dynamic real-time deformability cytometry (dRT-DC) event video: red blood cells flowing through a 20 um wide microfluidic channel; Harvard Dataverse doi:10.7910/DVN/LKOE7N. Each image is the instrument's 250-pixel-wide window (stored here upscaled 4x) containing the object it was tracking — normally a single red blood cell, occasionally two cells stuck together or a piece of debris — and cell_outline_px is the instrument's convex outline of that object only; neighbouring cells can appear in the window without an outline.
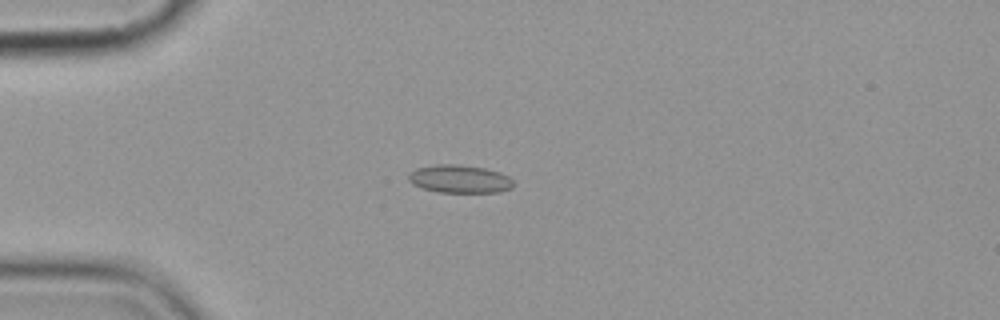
{"species": "common noctule bat (a hibernating species)", "species_latin": "Nyctalus noctula", "temperature_condition": "cold", "stored_images_in_passage": 15, "camera_frame_rate_fps": 3000, "um_per_image_px": 0.085, "animal": {"sex": "female", "body_mass_g": 19.9}, "frame": {"image": 1, "passage_image": 4, "time_ms": 4.333, "image_size_px": [1000, 320], "cell_outline_px": [[512, 188], [500, 192], [440, 192], [424, 188], [412, 184], [408, 180], [408, 176], [416, 168], [436, 164], [456, 164], [484, 168], [500, 172], [508, 176], [512, 180]], "centroid_in_image_um": [39.07, 15.21], "position_along_channel_um": 45.9, "area_um2": 16.99}}
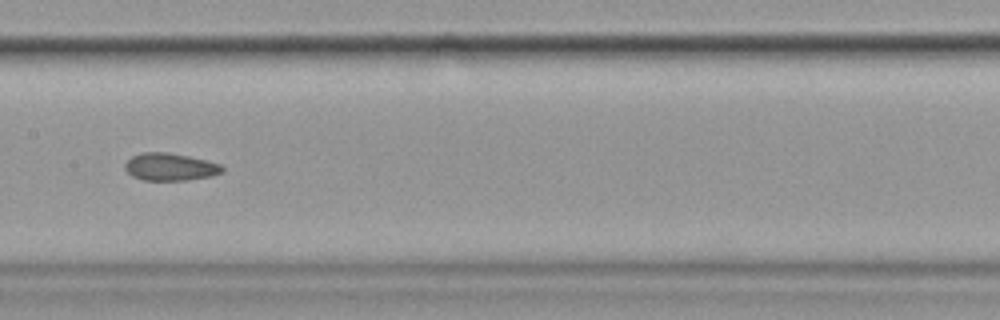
{"frame": {"image": 2, "passage_image": 8, "time_ms": 9.0, "image_size_px": [1000, 320], "cell_outline_px": [[224, 172], [212, 176], [184, 180], [144, 180], [132, 176], [124, 168], [124, 164], [132, 156], [140, 152], [168, 152], [188, 156], [220, 164], [224, 168]], "centroid_in_image_um": [14.45, 14.18], "position_along_channel_um": 193.0, "area_um2": 15.55}}
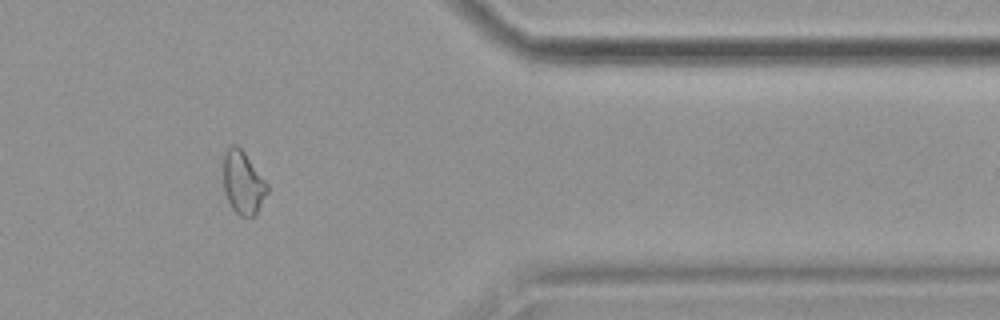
{"frame": {"image": 3, "passage_image": 13, "time_ms": 15.0, "image_size_px": [1000, 320], "cell_outline_px": [[268, 192], [256, 212], [252, 216], [240, 216], [232, 208], [228, 200], [224, 188], [224, 156], [228, 148], [232, 144], [236, 144], [244, 152], [268, 184]], "centroid_in_image_um": [20.66, 15.52], "position_along_channel_um": 390.7, "area_um2": 15.72}, "authors_computed_cell_mechanics": {"area_um2": 16.6464, "velocity_mm_per_s": 3.5958, "shape_relaxation_time_tau1_ms": null, "shape_relaxation_time_tau2_ms": 2.1154, "deformation_change_tau1": null, "deformation_change_tau2": 0.0494}}